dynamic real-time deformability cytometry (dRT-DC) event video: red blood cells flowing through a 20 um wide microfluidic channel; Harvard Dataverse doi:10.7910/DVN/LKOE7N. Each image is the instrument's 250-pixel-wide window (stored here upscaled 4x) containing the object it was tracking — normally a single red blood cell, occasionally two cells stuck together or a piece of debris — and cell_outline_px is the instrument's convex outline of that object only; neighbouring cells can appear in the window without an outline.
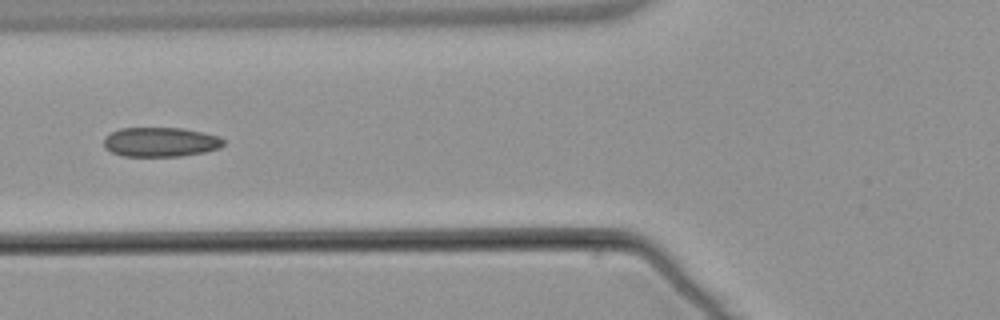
{"species": "common noctule bat (a hibernating species)", "species_latin": "Nyctalus noctula", "temperature_condition": "warm", "stored_images_in_passage": 6, "camera_frame_rate_fps": 3000, "um_per_image_px": 0.085, "animal": {"sex": "male", "body_mass_g": 21.5, "forearm_length_mm": 52.0}, "frame": {"image": 1, "passage_image": 6, "time_ms": 6.667, "image_size_px": [1000, 320], "cell_outline_px": [[224, 144], [220, 148], [204, 152], [180, 156], [124, 156], [112, 152], [104, 148], [104, 136], [120, 128], [180, 128], [200, 132], [216, 136], [224, 140]], "centroid_in_image_um": [13.6, 12.07], "position_along_channel_um": 112.2, "area_um2": 20.4}}